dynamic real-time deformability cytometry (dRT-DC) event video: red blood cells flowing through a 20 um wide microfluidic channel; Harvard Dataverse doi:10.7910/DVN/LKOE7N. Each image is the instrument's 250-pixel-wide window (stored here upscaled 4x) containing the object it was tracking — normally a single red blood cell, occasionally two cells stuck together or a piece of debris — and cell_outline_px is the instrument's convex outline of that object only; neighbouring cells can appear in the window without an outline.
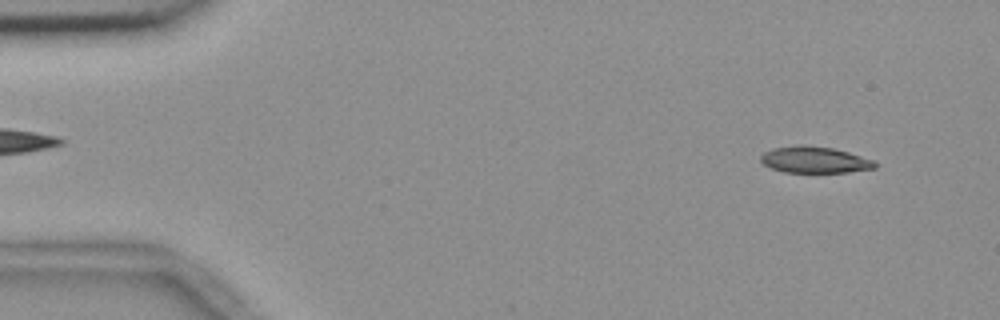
{"species": "common noctule bat (a hibernating species)", "species_latin": "Nyctalus noctula", "temperature_condition": "room temperature", "stored_images_in_passage": 54, "camera_frame_rate_fps": 3000, "um_per_image_px": 0.085, "animal": {"sex": "female", "body_mass_g": 18.4}, "frame": {"image": 1, "passage_image": 4, "time_ms": 1.0, "image_size_px": [1000, 320], "cell_outline_px": [[876, 168], [848, 172], [784, 172], [772, 168], [764, 164], [760, 160], [760, 156], [764, 152], [772, 148], [796, 144], [804, 144], [832, 148], [848, 152], [876, 160]], "centroid_in_image_um": [69.24, 13.57], "position_along_channel_um": 15.8, "area_um2": 17.74}}
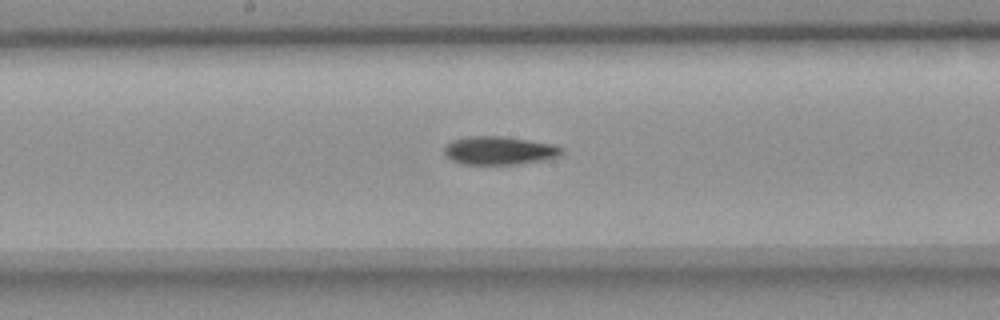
{"frame": {"image": 2, "passage_image": 28, "time_ms": 9.0, "image_size_px": [1000, 320], "cell_outline_px": [[564, 152], [560, 156], [544, 160], [520, 164], [460, 164], [452, 160], [444, 152], [444, 148], [452, 140], [468, 136], [500, 136], [528, 140], [552, 144], [564, 148]], "centroid_in_image_um": [42.47, 12.8], "position_along_channel_um": 205.7, "area_um2": 19.36}}
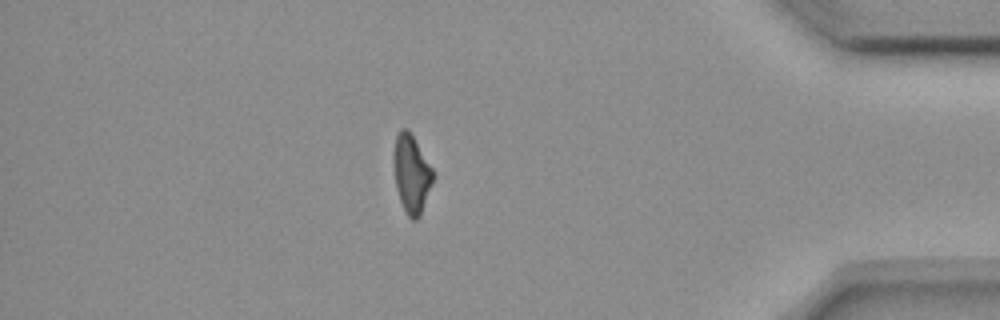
{"frame": {"image": 3, "passage_image": 47, "time_ms": 15.333, "image_size_px": [1000, 320], "cell_outline_px": [[432, 180], [420, 216], [416, 220], [412, 220], [408, 216], [400, 200], [396, 188], [392, 160], [392, 152], [396, 136], [400, 128], [408, 128], [432, 168]], "centroid_in_image_um": [34.92, 14.73], "position_along_channel_um": 400.3, "area_um2": 17.74}, "authors_computed_cell_mechanics": {"area_um2": 18.9295, "velocity_mm_per_s": 3.6813, "shape_relaxation_time_tau1_ms": null, "shape_relaxation_time_tau2_ms": 7.1154, "deformation_change_tau1": null, "deformation_change_tau2": 0.1619}}